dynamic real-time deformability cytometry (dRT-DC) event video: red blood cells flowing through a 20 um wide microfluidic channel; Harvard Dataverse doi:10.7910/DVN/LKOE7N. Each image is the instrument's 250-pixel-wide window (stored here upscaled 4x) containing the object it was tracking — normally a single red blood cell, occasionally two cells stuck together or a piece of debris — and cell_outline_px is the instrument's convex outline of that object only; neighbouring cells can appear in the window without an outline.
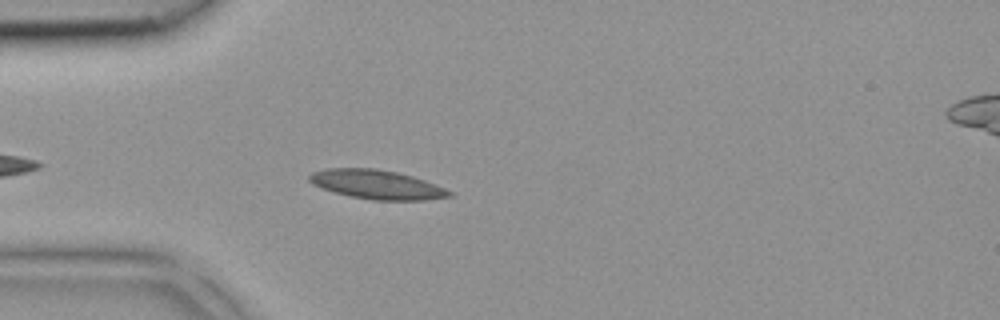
{"species": "common noctule bat (a hibernating species)", "species_latin": "Nyctalus noctula", "temperature_condition": "room temperature", "stored_images_in_passage": 32, "camera_frame_rate_fps": 3000, "um_per_image_px": 0.085, "animal": {"sex": "female", "body_mass_g": 18.4}, "frame": {"image": 1, "passage_image": 4, "time_ms": 1.0, "image_size_px": [1000, 320], "cell_outline_px": [[456, 196], [424, 200], [372, 200], [352, 196], [336, 192], [312, 184], [308, 180], [308, 176], [312, 172], [328, 168], [376, 168], [396, 172], [412, 176], [424, 180], [444, 188], [452, 192]], "centroid_in_image_um": [32.05, 15.68], "position_along_channel_um": 53.0, "area_um2": 23.58}}
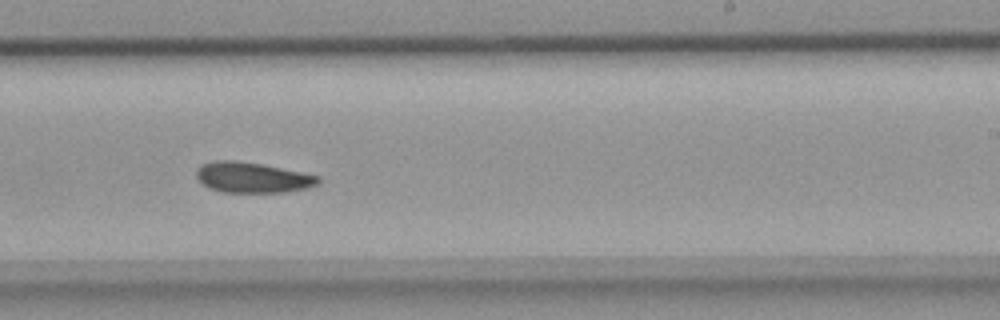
{"frame": {"image": 2, "passage_image": 18, "time_ms": 5.667, "image_size_px": [1000, 320], "cell_outline_px": [[320, 184], [308, 188], [284, 192], [220, 192], [208, 188], [196, 176], [196, 168], [200, 164], [212, 160], [236, 160], [260, 164], [320, 176]], "centroid_in_image_um": [21.42, 15.08], "position_along_channel_um": 267.6, "area_um2": 21.73}}
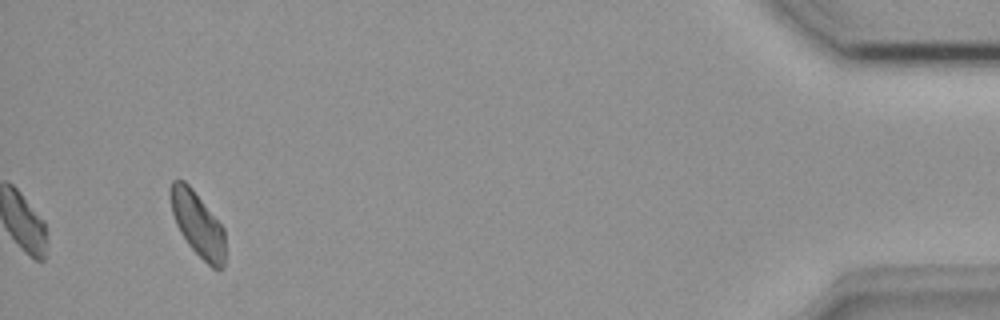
{"frame": {"image": 3, "passage_image": 32, "time_ms": 10.333, "image_size_px": [1000, 320], "cell_outline_px": [[224, 268], [212, 268], [188, 244], [180, 232], [176, 224], [172, 212], [168, 196], [168, 188], [172, 180], [184, 180], [192, 188], [224, 228]], "centroid_in_image_um": [16.76, 19.0], "position_along_channel_um": 418.4, "area_um2": 20.52}}